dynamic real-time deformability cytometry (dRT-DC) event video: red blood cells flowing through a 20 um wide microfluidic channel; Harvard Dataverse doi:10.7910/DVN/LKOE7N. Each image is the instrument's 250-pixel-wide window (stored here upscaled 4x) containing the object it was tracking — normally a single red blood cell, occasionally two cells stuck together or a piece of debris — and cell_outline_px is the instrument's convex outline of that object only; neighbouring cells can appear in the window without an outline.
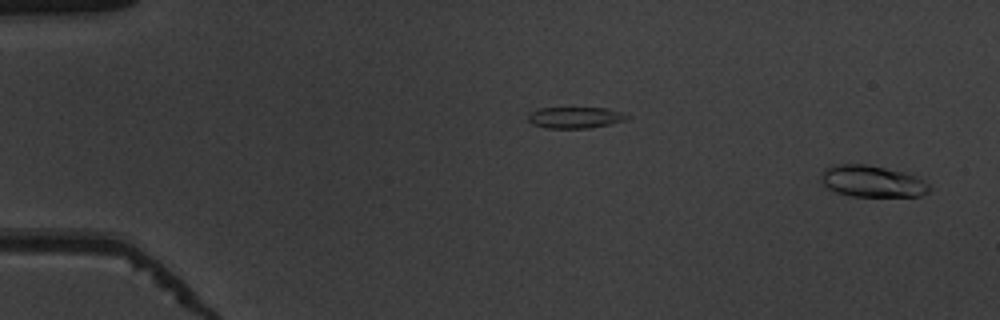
{"species": "common noctule bat (a hibernating species)", "species_latin": "Nyctalus noctula", "temperature_condition": "warm", "stored_images_in_passage": 52, "camera_frame_rate_fps": 3000, "um_per_image_px": 0.085, "animal": {"sex": "male", "body_mass_g": 19.5, "forearm_length_mm": 54.6}, "frame": {"image": 1, "passage_image": 2, "time_ms": 0.333, "image_size_px": [1000, 320], "cell_outline_px": [[932, 188], [928, 192], [920, 196], [848, 196], [824, 188], [820, 180], [820, 172], [824, 168], [832, 164], [864, 164], [904, 172], [928, 184]], "centroid_in_image_um": [74.02, 15.41], "position_along_channel_um": 11.0, "area_um2": 20.06}}
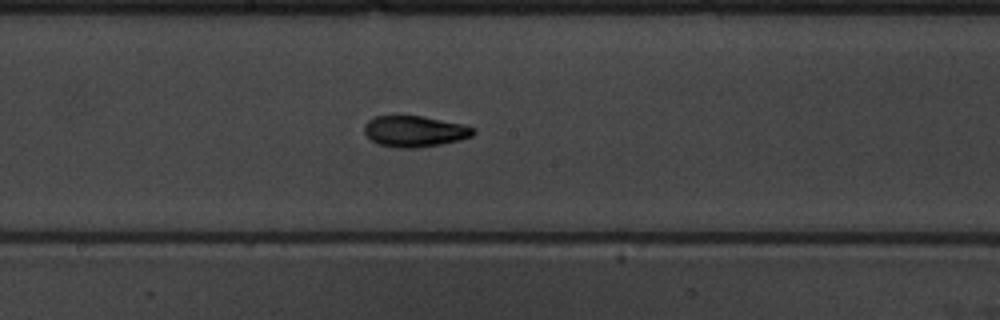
{"frame": {"image": 2, "passage_image": 29, "time_ms": 9.333, "image_size_px": [1000, 320], "cell_outline_px": [[476, 132], [472, 136], [460, 140], [440, 144], [416, 148], [396, 148], [380, 144], [372, 140], [364, 132], [364, 124], [368, 120], [376, 116], [420, 116], [464, 124], [476, 128]], "centroid_in_image_um": [35.27, 11.16], "position_along_channel_um": 212.9, "area_um2": 19.71}}
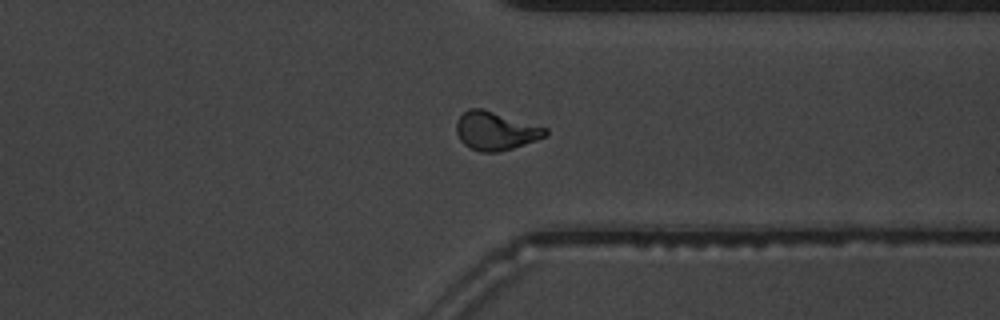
{"frame": {"image": 3, "passage_image": 41, "time_ms": 13.333, "image_size_px": [1000, 320], "cell_outline_px": [[548, 136], [512, 148], [496, 152], [480, 152], [464, 144], [460, 140], [456, 132], [456, 120], [468, 108], [480, 108], [548, 128]], "centroid_in_image_um": [42.12, 11.12], "position_along_channel_um": 369.3, "area_um2": 19.77}, "authors_computed_cell_mechanics": {"area_um2": 18.9584, "velocity_mm_per_s": 3.9148, "shape_relaxation_time_tau1_ms": 3.2015, "shape_relaxation_time_tau2_ms": 2.8576, "deformation_change_tau1": 0.166, "deformation_change_tau2": 0.0688}}